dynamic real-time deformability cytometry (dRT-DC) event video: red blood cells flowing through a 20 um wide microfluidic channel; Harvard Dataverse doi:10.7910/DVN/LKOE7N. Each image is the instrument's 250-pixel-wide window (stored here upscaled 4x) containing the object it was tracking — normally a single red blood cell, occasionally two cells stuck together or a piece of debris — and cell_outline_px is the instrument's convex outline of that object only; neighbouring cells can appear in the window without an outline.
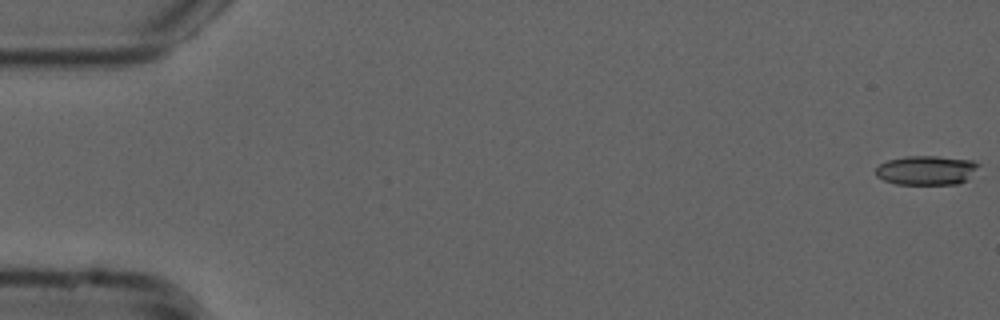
{"species": "common noctule bat (a hibernating species)", "species_latin": "Nyctalus noctula", "temperature_condition": "cold", "stored_images_in_passage": 55, "camera_frame_rate_fps": 3000, "um_per_image_px": 0.085, "animal": {"sex": "male", "forearm_length_mm": 52.5}, "frame": {"image": 1, "passage_image": 1, "time_ms": 0.0, "image_size_px": [1000, 320], "cell_outline_px": [[980, 164], [960, 184], [896, 184], [884, 180], [876, 176], [876, 168], [880, 164], [888, 160], [904, 156], [936, 156], [972, 160]], "centroid_in_image_um": [78.7, 14.47], "position_along_channel_um": 6.3, "area_um2": 17.34}}
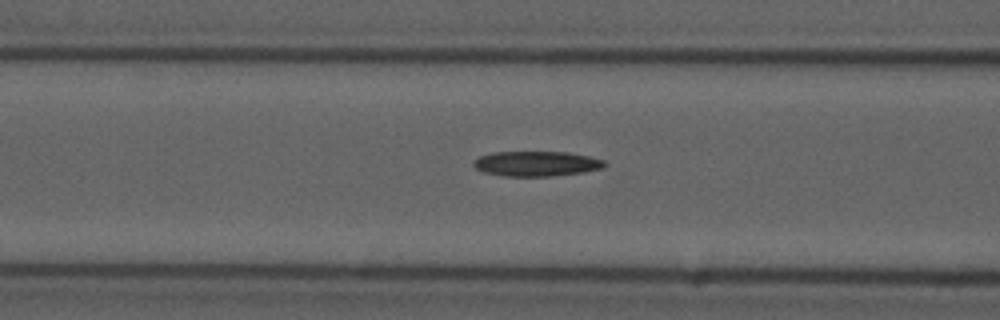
{"frame": {"image": 2, "passage_image": 22, "time_ms": 7.0, "image_size_px": [1000, 320], "cell_outline_px": [[608, 164], [604, 168], [584, 172], [548, 176], [504, 176], [484, 172], [476, 168], [472, 164], [480, 156], [492, 152], [568, 152], [588, 156], [604, 160]], "centroid_in_image_um": [45.63, 13.91], "position_along_channel_um": 121.0, "area_um2": 19.07}}
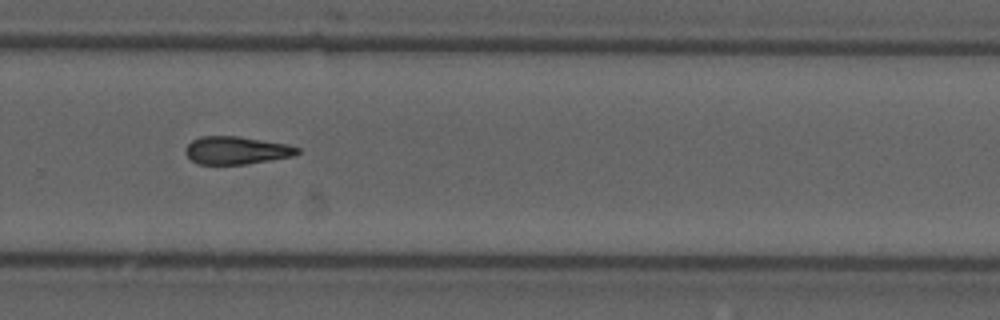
{"frame": {"image": 3, "passage_image": 37, "time_ms": 12.0, "image_size_px": [1000, 320], "cell_outline_px": [[300, 152], [292, 156], [272, 160], [244, 164], [196, 164], [184, 152], [184, 148], [192, 140], [200, 136], [240, 136], [288, 144], [300, 148]], "centroid_in_image_um": [20.09, 12.77], "position_along_channel_um": 309.7, "area_um2": 18.26}}